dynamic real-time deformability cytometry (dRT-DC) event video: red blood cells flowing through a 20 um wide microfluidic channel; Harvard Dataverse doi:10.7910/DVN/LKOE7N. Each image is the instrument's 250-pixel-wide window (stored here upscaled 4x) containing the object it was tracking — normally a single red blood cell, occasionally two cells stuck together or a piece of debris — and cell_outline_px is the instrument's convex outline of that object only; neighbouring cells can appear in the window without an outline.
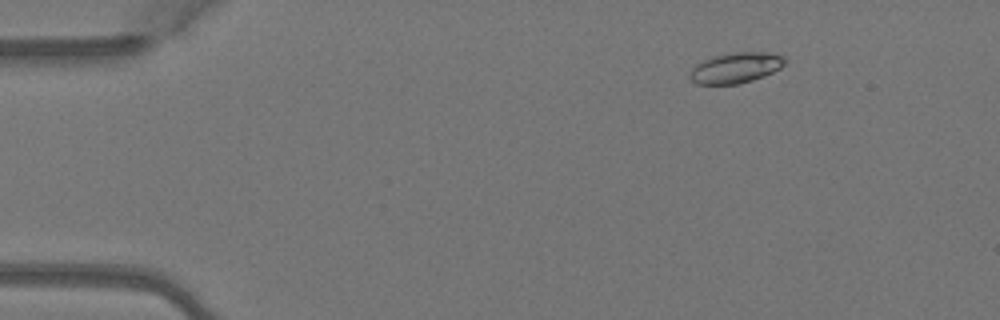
{"species": "Egyptian fruit bat (a non-hibernating species)", "species_latin": "Rousettus aegyptiacus", "temperature_condition": "warm", "stored_images_in_passage": 5, "camera_frame_rate_fps": 3000, "um_per_image_px": 0.085, "animal": {"sex": "female"}, "frame": {"image": 1, "passage_image": 3, "time_ms": 0.667, "image_size_px": [1000, 320], "cell_outline_px": [[784, 64], [780, 68], [764, 76], [752, 80], [736, 84], [696, 84], [688, 76], [692, 68], [696, 64], [712, 56], [732, 52], [768, 52], [784, 56]], "centroid_in_image_um": [62.51, 5.76], "position_along_channel_um": 22.5, "area_um2": 16.88}}